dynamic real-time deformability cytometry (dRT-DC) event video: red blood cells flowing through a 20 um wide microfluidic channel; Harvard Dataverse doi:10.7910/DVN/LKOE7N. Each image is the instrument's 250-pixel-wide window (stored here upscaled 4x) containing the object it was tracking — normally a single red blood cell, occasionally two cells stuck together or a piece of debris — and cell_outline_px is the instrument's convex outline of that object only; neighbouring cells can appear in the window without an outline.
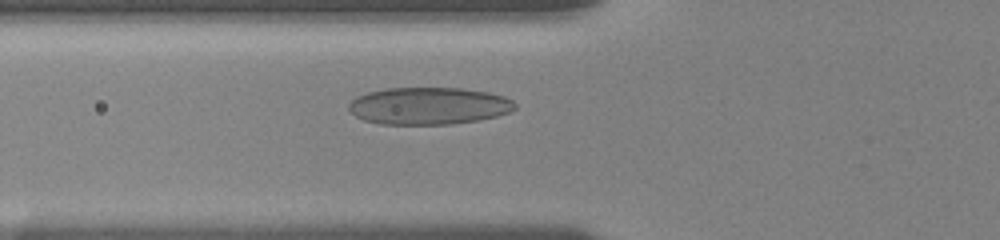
{"species": "human", "species_latin": "Homo sapiens", "temperature_condition": "room temperature", "stored_images_in_passage": 20, "camera_frame_rate_fps": 3000, "um_per_image_px": 0.085, "donor": {"sex": "female"}, "frame": {"image": 1, "passage_image": 10, "time_ms": 4.333, "image_size_px": [1000, 240], "cell_outline_px": [[516, 108], [508, 112], [496, 116], [476, 120], [452, 124], [380, 124], [364, 120], [356, 116], [348, 108], [348, 104], [356, 96], [368, 92], [388, 88], [460, 88], [488, 92], [504, 96], [512, 100], [516, 104]], "centroid_in_image_um": [36.43, 9.0], "position_along_channel_um": 89.4, "area_um2": 35.95}}
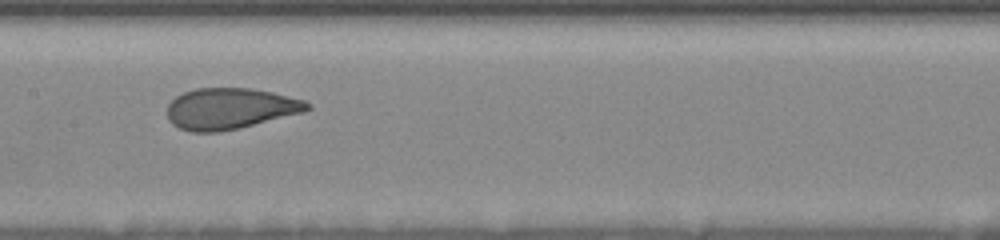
{"frame": {"image": 2, "passage_image": 16, "time_ms": 7.0, "image_size_px": [1000, 240], "cell_outline_px": [[312, 108], [304, 112], [240, 128], [216, 132], [192, 132], [180, 128], [172, 124], [168, 120], [168, 104], [176, 96], [184, 92], [196, 88], [248, 88], [272, 92], [304, 100], [312, 104]], "centroid_in_image_um": [19.57, 9.23], "position_along_channel_um": 187.8, "area_um2": 33.58}}
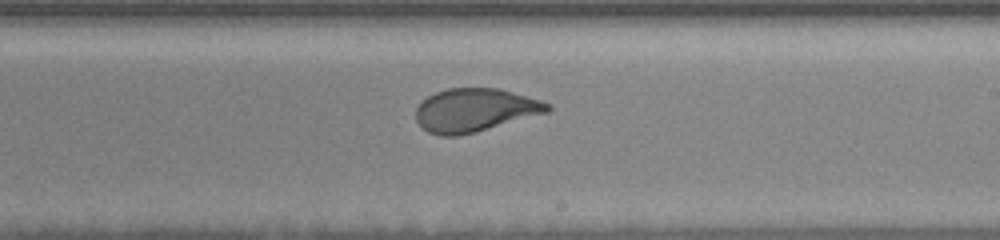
{"frame": {"image": 3, "passage_image": 19, "time_ms": 8.667, "image_size_px": [1000, 240], "cell_outline_px": [[552, 108], [548, 112], [476, 132], [456, 136], [440, 136], [428, 132], [416, 120], [416, 108], [420, 100], [436, 92], [448, 88], [500, 88], [540, 100], [552, 104]], "centroid_in_image_um": [40.36, 9.35], "position_along_channel_um": 248.6, "area_um2": 33.29}}